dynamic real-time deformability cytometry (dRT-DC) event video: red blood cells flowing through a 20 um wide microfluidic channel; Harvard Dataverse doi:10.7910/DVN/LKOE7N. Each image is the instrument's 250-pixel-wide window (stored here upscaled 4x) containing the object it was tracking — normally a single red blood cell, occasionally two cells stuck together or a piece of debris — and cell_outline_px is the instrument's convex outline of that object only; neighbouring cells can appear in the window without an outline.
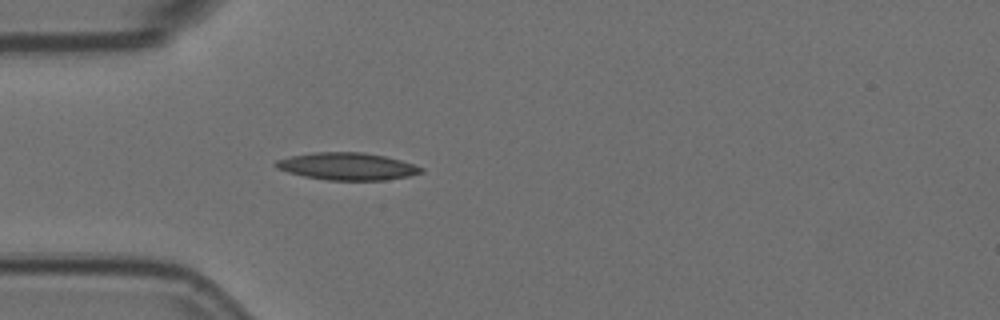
{"species": "Egyptian fruit bat (a non-hibernating species)", "species_latin": "Rousettus aegyptiacus", "temperature_condition": "room temperature", "stored_images_in_passage": 5, "camera_frame_rate_fps": 3000, "um_per_image_px": 0.085, "animal": {"sex": "female"}, "frame": {"image": 1, "passage_image": 5, "time_ms": 1.333, "image_size_px": [1000, 320], "cell_outline_px": [[424, 172], [408, 176], [384, 180], [328, 180], [304, 176], [288, 172], [276, 168], [272, 164], [276, 160], [292, 156], [312, 152], [364, 152], [384, 156], [400, 160], [424, 168]], "centroid_in_image_um": [29.49, 14.13], "position_along_channel_um": 55.5, "area_um2": 23.06}}